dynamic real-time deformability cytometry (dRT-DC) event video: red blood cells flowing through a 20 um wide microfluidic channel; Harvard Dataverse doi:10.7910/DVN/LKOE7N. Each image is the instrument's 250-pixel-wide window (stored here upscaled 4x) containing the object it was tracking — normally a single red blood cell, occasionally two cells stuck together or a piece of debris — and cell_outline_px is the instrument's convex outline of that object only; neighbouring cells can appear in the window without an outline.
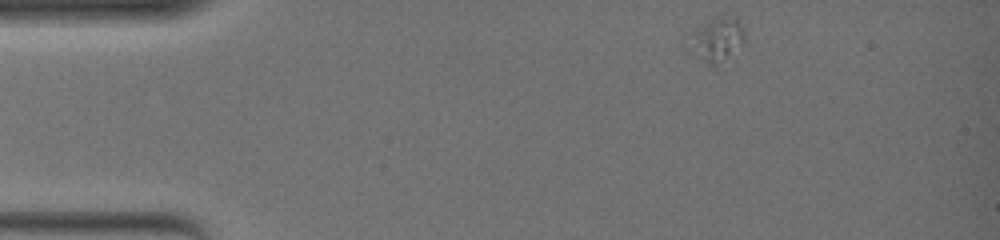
{"species": "common noctule bat (a hibernating species)", "species_latin": "Nyctalus noctula", "temperature_condition": "warm", "stored_images_in_passage": 41, "camera_frame_rate_fps": 3000, "um_per_image_px": 0.085, "animal": {"sex": "female", "body_mass_g": 19.0, "forearm_length_mm": 51.5}, "frame": {"image": 1, "passage_image": 1, "time_ms": 0.0, "image_size_px": [1000, 240], "cell_outline_px": [[744, 44], [716, 64], [708, 64], [688, 56], [684, 48], [692, 32], [696, 28], [712, 16], [720, 12], [728, 12], [736, 16], [744, 28]], "centroid_in_image_um": [60.84, 3.28], "position_along_channel_um": 24.2, "area_um2": 15.49}}
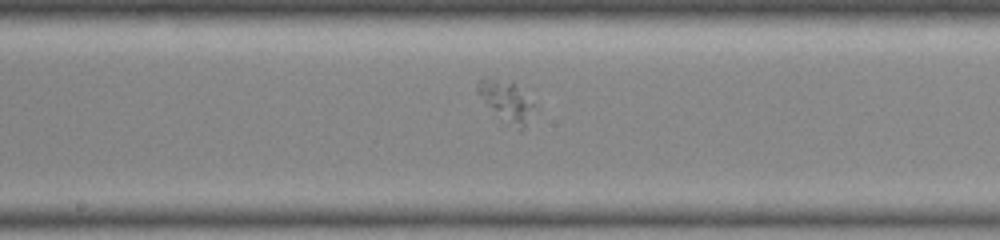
{"frame": {"image": 2, "passage_image": 23, "time_ms": 7.333, "image_size_px": [1000, 240], "cell_outline_px": [[532, 104], [524, 128], [520, 132], [504, 124], [476, 92], [476, 88], [480, 80], [512, 80], [516, 84]], "centroid_in_image_um": [42.99, 8.66], "position_along_channel_um": 205.2, "area_um2": 12.95}}
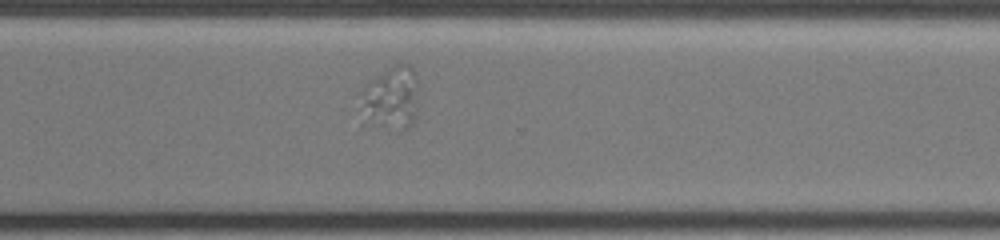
{"frame": {"image": 3, "passage_image": 34, "time_ms": 11.0, "image_size_px": [1000, 240], "cell_outline_px": [[416, 116], [412, 124], [408, 128], [400, 128], [360, 124], [360, 92], [376, 76], [396, 64], [408, 64], [412, 68], [416, 76]], "centroid_in_image_um": [33.17, 8.38], "position_along_channel_um": 337.4, "area_um2": 21.56}}